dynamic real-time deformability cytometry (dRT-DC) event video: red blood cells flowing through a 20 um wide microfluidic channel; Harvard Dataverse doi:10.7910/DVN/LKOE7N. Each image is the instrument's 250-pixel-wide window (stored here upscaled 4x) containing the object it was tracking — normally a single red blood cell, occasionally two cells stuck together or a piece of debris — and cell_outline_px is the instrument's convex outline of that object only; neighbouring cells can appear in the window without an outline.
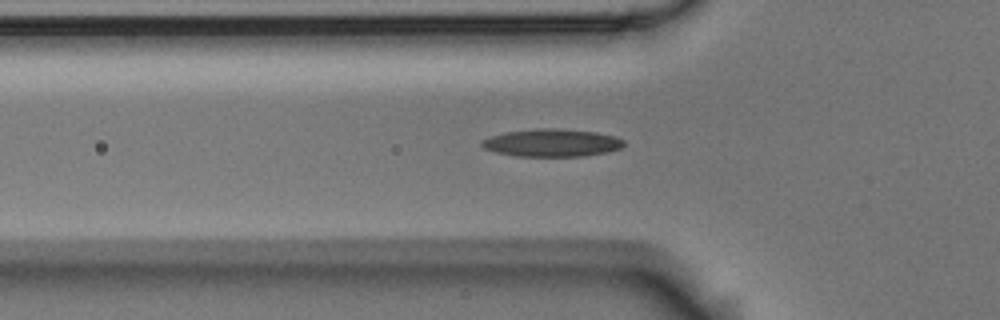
{"species": "Egyptian fruit bat (a non-hibernating species)", "species_latin": "Rousettus aegyptiacus", "temperature_condition": "room temperature", "stored_images_in_passage": 37, "camera_frame_rate_fps": 3000, "um_per_image_px": 0.085, "animal": {"sex": "male"}, "frame": {"image": 1, "passage_image": 2, "time_ms": 0.333, "image_size_px": [1000, 320], "cell_outline_px": [[624, 144], [620, 148], [608, 152], [584, 156], [516, 156], [496, 152], [484, 148], [480, 144], [480, 140], [504, 132], [536, 128], [552, 128], [596, 132], [616, 136], [624, 140]], "centroid_in_image_um": [46.9, 12.13], "position_along_channel_um": 78.9, "area_um2": 22.95}}
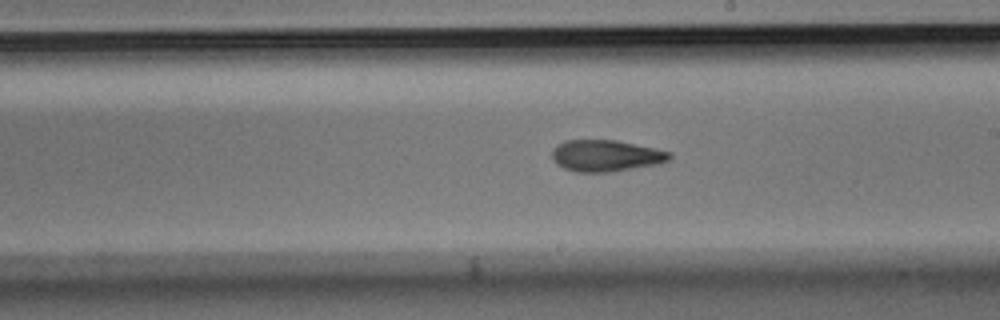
{"frame": {"image": 2, "passage_image": 15, "time_ms": 4.667, "image_size_px": [1000, 320], "cell_outline_px": [[672, 156], [668, 160], [660, 164], [608, 172], [576, 172], [564, 168], [556, 164], [552, 156], [552, 148], [556, 144], [564, 140], [616, 140], [672, 152]], "centroid_in_image_um": [51.48, 13.23], "position_along_channel_um": 237.5, "area_um2": 21.68}}
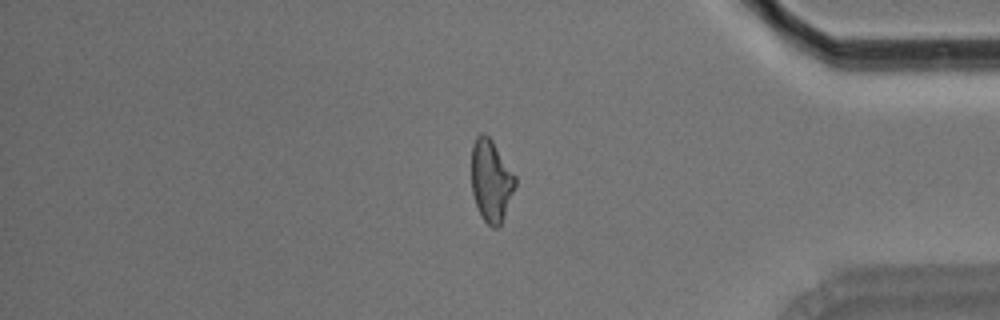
{"frame": {"image": 3, "passage_image": 30, "time_ms": 9.667, "image_size_px": [1000, 320], "cell_outline_px": [[516, 188], [504, 216], [500, 224], [496, 228], [492, 228], [480, 216], [472, 192], [472, 144], [476, 136], [480, 132], [484, 132], [492, 140], [516, 176]], "centroid_in_image_um": [41.75, 15.35], "position_along_channel_um": 393.5, "area_um2": 21.04}}